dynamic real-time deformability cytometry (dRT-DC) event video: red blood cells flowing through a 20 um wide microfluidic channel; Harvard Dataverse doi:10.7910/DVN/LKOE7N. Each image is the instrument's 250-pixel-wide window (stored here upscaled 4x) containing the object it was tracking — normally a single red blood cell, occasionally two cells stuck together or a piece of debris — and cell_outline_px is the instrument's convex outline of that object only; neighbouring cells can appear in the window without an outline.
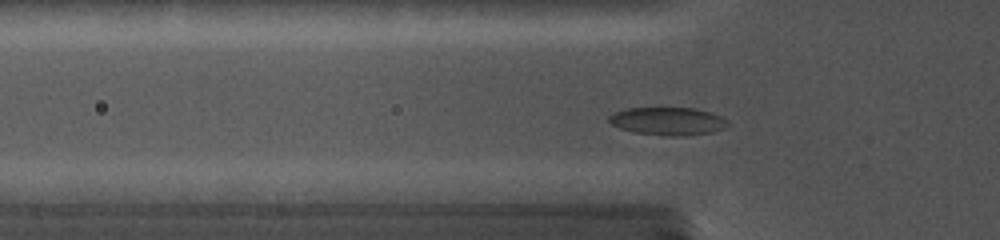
{"species": "common noctule bat (a hibernating species)", "species_latin": "Nyctalus noctula", "temperature_condition": "cold", "stored_images_in_passage": 41, "camera_frame_rate_fps": 5000, "um_per_image_px": 0.085, "animal": {"sex": "female", "body_mass_g": 19.0, "forearm_length_mm": 56.7}, "frame": {"image": 1, "passage_image": 13, "time_ms": 4.6, "image_size_px": [1000, 240], "cell_outline_px": [[732, 124], [724, 128], [712, 132], [684, 136], [668, 136], [632, 132], [620, 128], [612, 124], [608, 120], [608, 116], [616, 112], [628, 108], [696, 108], [720, 116], [728, 120]], "centroid_in_image_um": [56.79, 10.31], "position_along_channel_um": 69.0, "area_um2": 19.36}}
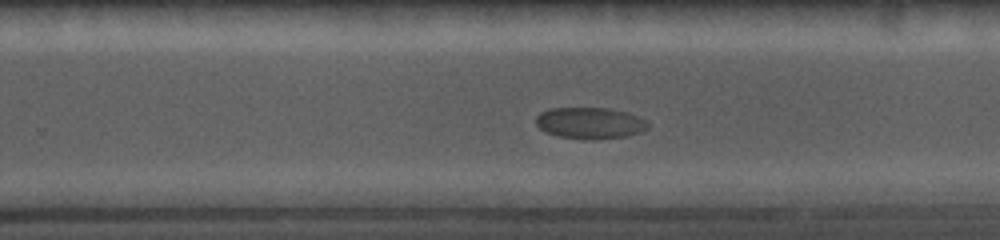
{"frame": {"image": 2, "passage_image": 28, "time_ms": 10.6, "image_size_px": [1000, 240], "cell_outline_px": [[648, 128], [640, 132], [628, 136], [592, 140], [588, 140], [556, 136], [544, 132], [536, 124], [536, 116], [540, 112], [552, 108], [608, 108], [628, 112], [640, 116], [648, 120]], "centroid_in_image_um": [50.17, 10.46], "position_along_channel_um": 279.6, "area_um2": 20.87}}
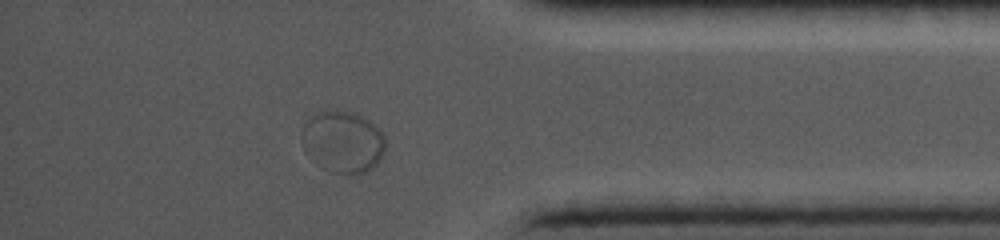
{"frame": {"image": 3, "passage_image": 36, "time_ms": 14.4, "image_size_px": [1000, 240], "cell_outline_px": [[384, 152], [380, 160], [372, 168], [364, 172], [352, 176], [332, 172], [316, 164], [304, 152], [300, 136], [304, 124], [312, 116], [320, 112], [352, 112], [368, 120], [384, 136]], "centroid_in_image_um": [29.11, 12.11], "position_along_channel_um": 406.1, "area_um2": 29.94}}